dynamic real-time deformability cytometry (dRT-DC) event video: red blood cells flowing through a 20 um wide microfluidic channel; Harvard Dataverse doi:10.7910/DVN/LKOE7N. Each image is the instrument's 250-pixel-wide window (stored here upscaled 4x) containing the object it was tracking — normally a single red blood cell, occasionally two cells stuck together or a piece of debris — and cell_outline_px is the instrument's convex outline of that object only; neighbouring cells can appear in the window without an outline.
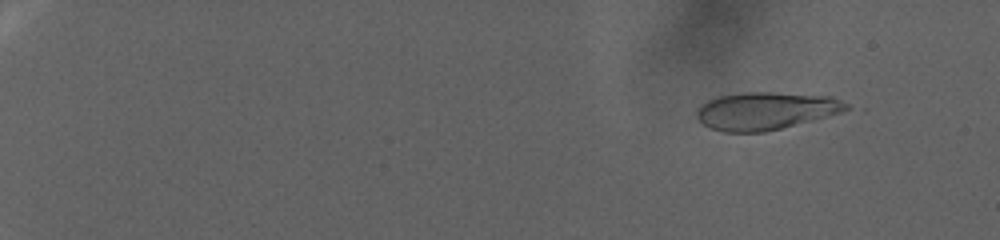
{"species": "human", "species_latin": "Homo sapiens", "temperature_condition": "warm", "stored_images_in_passage": 92, "camera_frame_rate_fps": 3000, "um_per_image_px": 0.085, "donor": {"sex": "female"}, "frame": {"image": 1, "passage_image": 4, "time_ms": 1.0, "image_size_px": [1000, 240], "cell_outline_px": [[848, 108], [840, 112], [828, 116], [764, 132], [724, 132], [708, 128], [696, 116], [696, 112], [700, 104], [708, 100], [720, 96], [740, 92], [772, 92], [832, 96], [848, 104]], "centroid_in_image_um": [65.04, 9.41], "position_along_channel_um": 20.0, "area_um2": 32.66}}
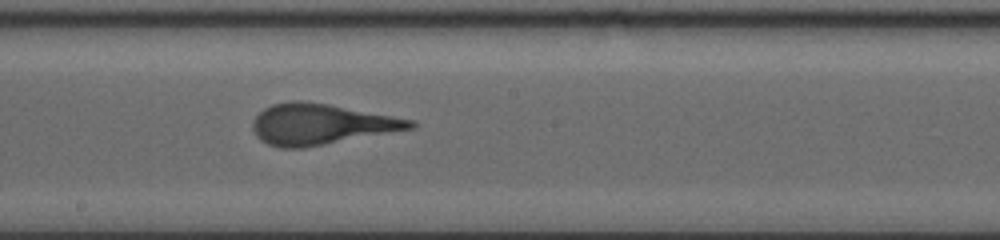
{"frame": {"image": 2, "passage_image": 56, "time_ms": 18.333, "image_size_px": [1000, 240], "cell_outline_px": [[416, 128], [304, 148], [280, 148], [268, 144], [260, 140], [256, 136], [252, 128], [252, 120], [264, 108], [272, 104], [292, 100], [300, 100], [328, 104], [416, 120]], "centroid_in_image_um": [27.28, 10.56], "position_along_channel_um": 220.9, "area_um2": 37.63}}
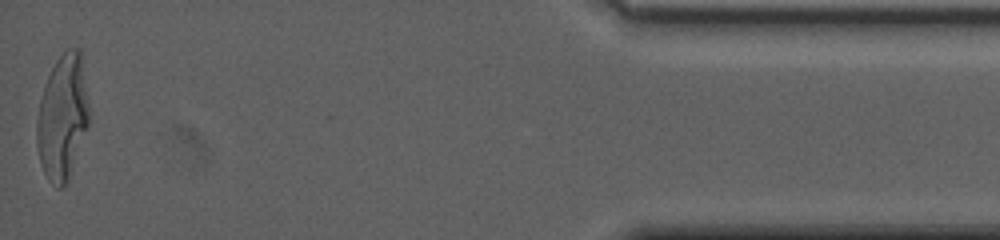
{"frame": {"image": 3, "passage_image": 92, "time_ms": 30.333, "image_size_px": [1000, 240], "cell_outline_px": [[88, 124], [68, 176], [64, 184], [60, 188], [56, 188], [48, 180], [44, 172], [40, 160], [36, 144], [36, 120], [40, 100], [44, 84], [56, 60], [68, 48], [80, 48], [88, 104]], "centroid_in_image_um": [5.28, 9.93], "position_along_channel_um": 429.9, "area_um2": 37.28}}